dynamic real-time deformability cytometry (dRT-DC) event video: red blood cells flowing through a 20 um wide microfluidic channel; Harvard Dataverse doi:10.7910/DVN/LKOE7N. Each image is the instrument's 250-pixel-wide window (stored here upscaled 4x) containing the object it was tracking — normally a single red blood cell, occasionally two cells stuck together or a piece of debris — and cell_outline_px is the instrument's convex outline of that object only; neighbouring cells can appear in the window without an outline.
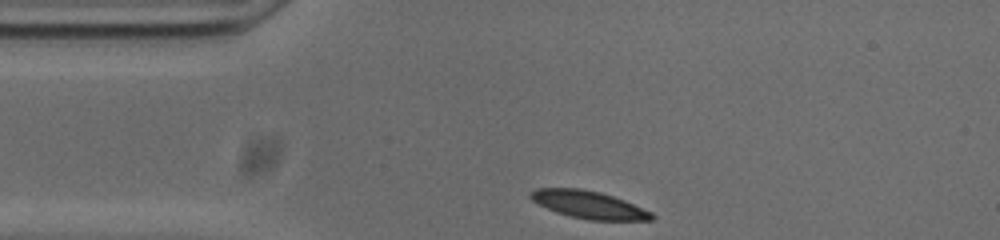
{"species": "common noctule bat (a hibernating species)", "species_latin": "Nyctalus noctula", "temperature_condition": "cold", "stored_images_in_passage": 33, "camera_frame_rate_fps": 3000, "um_per_image_px": 0.085, "animal": {"sex": "male", "body_mass_g": 20.0, "forearm_length_mm": 53.3}, "frame": {"image": 1, "passage_image": 1, "time_ms": 0.0, "image_size_px": [1000, 240], "cell_outline_px": [[656, 216], [652, 220], [588, 220], [556, 212], [532, 200], [528, 196], [536, 188], [580, 188], [600, 192], [624, 200], [652, 212]], "centroid_in_image_um": [50.07, 17.4], "position_along_channel_um": 34.9, "area_um2": 19.25}}
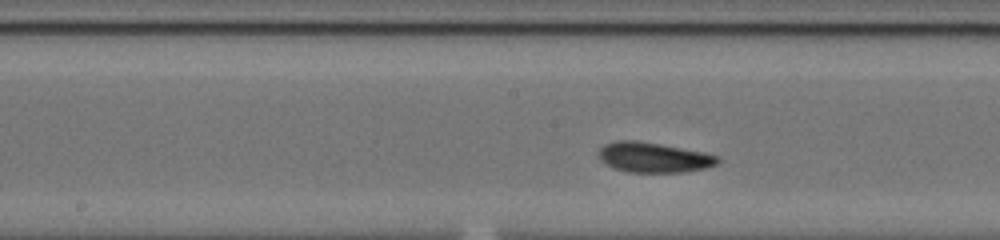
{"frame": {"image": 2, "passage_image": 16, "time_ms": 5.0, "image_size_px": [1000, 240], "cell_outline_px": [[720, 160], [716, 164], [708, 168], [684, 172], [628, 172], [616, 168], [600, 160], [596, 152], [604, 144], [616, 140], [636, 140], [660, 144], [704, 152], [720, 156]], "centroid_in_image_um": [55.57, 13.37], "position_along_channel_um": 192.6, "area_um2": 20.98}}
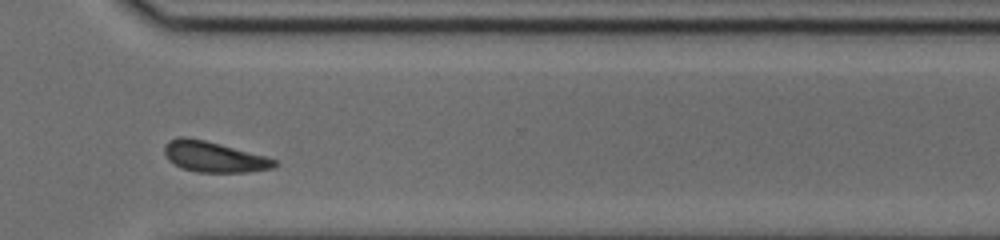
{"frame": {"image": 3, "passage_image": 29, "time_ms": 9.333, "image_size_px": [1000, 240], "cell_outline_px": [[280, 164], [272, 168], [248, 172], [196, 172], [180, 168], [172, 164], [168, 160], [164, 152], [164, 144], [168, 140], [180, 136], [184, 136], [204, 140], [268, 156], [276, 160]], "centroid_in_image_um": [18.17, 13.33], "position_along_channel_um": 352.4, "area_um2": 19.94}, "authors_computed_cell_mechanics": {"area_um2": 20.1144, "velocity_mm_per_s": 3.6863, "shape_relaxation_time_tau1_ms": 3.1374, "shape_relaxation_time_tau2_ms": 8.569, "deformation_change_tau1": 0.1283, "deformation_change_tau2": 0.1598}}